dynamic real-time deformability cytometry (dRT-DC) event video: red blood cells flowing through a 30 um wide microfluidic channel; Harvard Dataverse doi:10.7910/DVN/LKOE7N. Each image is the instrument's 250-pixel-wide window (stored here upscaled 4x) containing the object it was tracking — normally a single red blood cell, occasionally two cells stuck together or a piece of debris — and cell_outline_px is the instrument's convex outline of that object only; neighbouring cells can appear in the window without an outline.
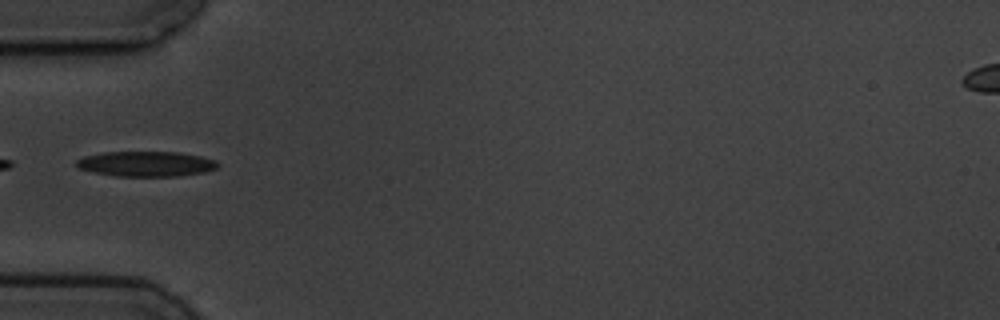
{"species": "common noctule bat (a hibernating species)", "species_latin": "Nyctalus noctula", "temperature_condition": "cold", "stored_images_in_passage": 4, "camera_frame_rate_fps": 3000, "um_per_image_px": 0.085, "animal": {"sex": "male", "body_mass_g": 19.5, "forearm_length_mm": 54.6}, "frame": {"image": 1, "passage_image": 4, "time_ms": 3.667, "image_size_px": [1000, 320], "cell_outline_px": [[220, 164], [216, 168], [204, 172], [176, 176], [116, 176], [76, 168], [72, 164], [76, 160], [84, 156], [104, 152], [180, 152], [200, 156], [216, 160]], "centroid_in_image_um": [12.39, 13.92], "position_along_channel_um": 72.6, "area_um2": 20.81}}